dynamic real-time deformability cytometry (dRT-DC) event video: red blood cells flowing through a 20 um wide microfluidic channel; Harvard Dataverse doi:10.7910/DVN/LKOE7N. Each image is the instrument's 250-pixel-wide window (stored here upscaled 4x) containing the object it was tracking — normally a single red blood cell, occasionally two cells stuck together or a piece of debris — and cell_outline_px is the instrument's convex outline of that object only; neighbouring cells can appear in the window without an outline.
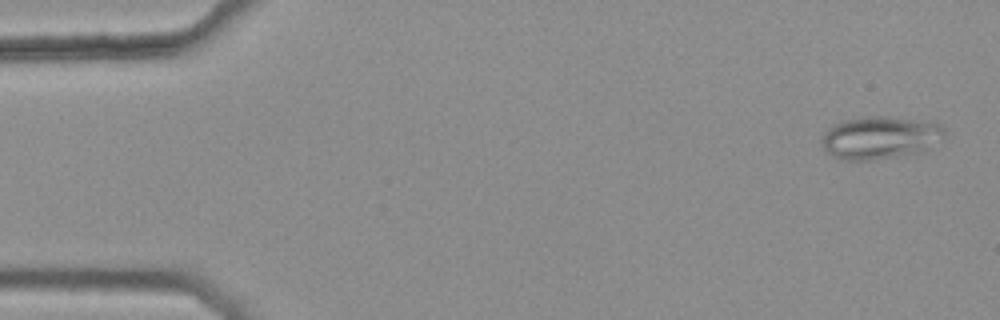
{"species": "common noctule bat (a hibernating species)", "species_latin": "Nyctalus noctula", "temperature_condition": "warm", "stored_images_in_passage": 4, "camera_frame_rate_fps": 3000, "um_per_image_px": 0.085, "animal": {"sex": "female", "body_mass_g": 25.1}, "frame": {"image": 1, "passage_image": 1, "time_ms": 0.0, "image_size_px": [1000, 320], "cell_outline_px": [[948, 136], [924, 152], [876, 160], [844, 160], [832, 156], [824, 148], [824, 136], [828, 128], [832, 124], [840, 120], [864, 116], [888, 116], [940, 124], [944, 128]], "centroid_in_image_um": [74.86, 11.7], "position_along_channel_um": 10.1, "area_um2": 30.92}}